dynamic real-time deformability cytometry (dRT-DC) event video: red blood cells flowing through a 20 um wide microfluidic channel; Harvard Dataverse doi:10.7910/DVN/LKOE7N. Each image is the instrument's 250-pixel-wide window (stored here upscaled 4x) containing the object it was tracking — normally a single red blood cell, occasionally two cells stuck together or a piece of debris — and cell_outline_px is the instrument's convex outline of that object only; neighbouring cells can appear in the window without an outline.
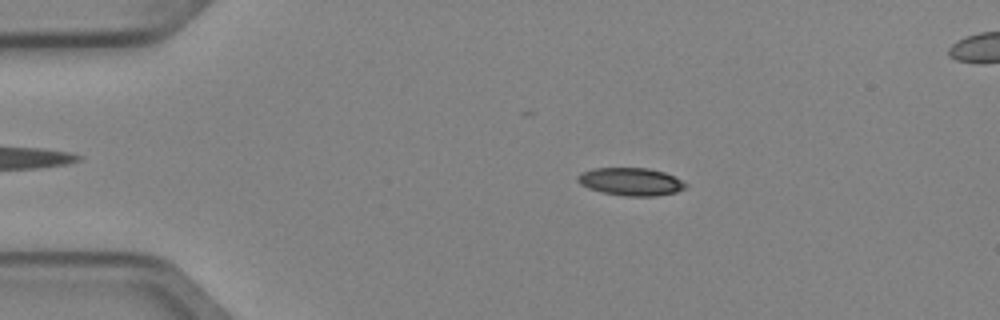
{"species": "Egyptian fruit bat (a non-hibernating species)", "species_latin": "Rousettus aegyptiacus", "temperature_condition": "cold", "stored_images_in_passage": 5, "segment_of_instrument_passage": [1, 2], "camera_frame_rate_fps": 3000, "um_per_image_px": 0.085, "animal": {"sex": "female"}, "frame": {"image": 1, "passage_image": 3, "time_ms": 0.667, "image_size_px": [1000, 320], "cell_outline_px": [[688, 188], [676, 192], [656, 196], [624, 196], [604, 192], [588, 188], [580, 184], [576, 180], [576, 176], [580, 172], [592, 168], [648, 168], [664, 172], [688, 184]], "centroid_in_image_um": [53.6, 15.44], "position_along_channel_um": 31.4, "area_um2": 17.57}}